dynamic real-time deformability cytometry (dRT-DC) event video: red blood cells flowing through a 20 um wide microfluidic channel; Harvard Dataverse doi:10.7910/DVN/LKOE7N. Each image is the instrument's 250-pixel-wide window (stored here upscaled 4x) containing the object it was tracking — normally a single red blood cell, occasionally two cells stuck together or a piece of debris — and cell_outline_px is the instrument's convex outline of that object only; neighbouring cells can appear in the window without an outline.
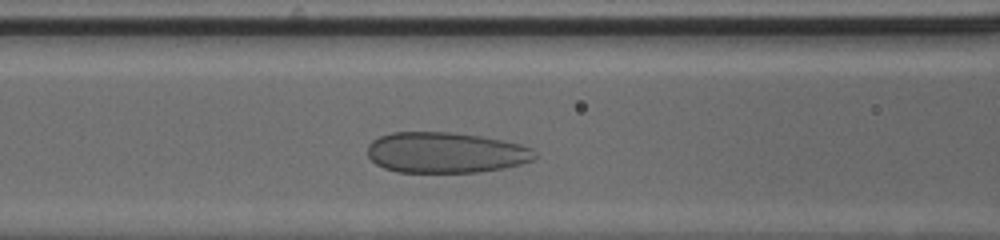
{"species": "human", "species_latin": "Homo sapiens", "temperature_condition": "cold", "stored_images_in_passage": 33, "camera_frame_rate_fps": 3000, "um_per_image_px": 0.085, "donor": {"sex": "male"}, "frame": {"image": 1, "passage_image": 10, "time_ms": 3.0, "image_size_px": [1000, 240], "cell_outline_px": [[536, 156], [532, 160], [520, 164], [500, 168], [476, 172], [396, 172], [384, 168], [376, 164], [368, 156], [368, 144], [372, 140], [380, 136], [392, 132], [452, 132], [480, 136], [520, 144], [532, 148], [536, 152]], "centroid_in_image_um": [37.84, 12.96], "position_along_channel_um": 128.8, "area_um2": 39.59}}
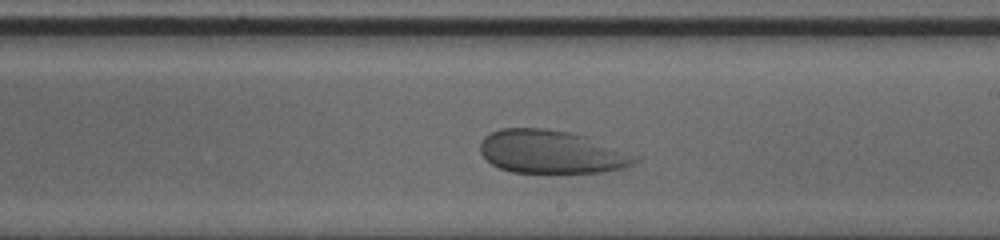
{"frame": {"image": 2, "passage_image": 19, "time_ms": 6.0, "image_size_px": [1000, 240], "cell_outline_px": [[640, 156], [632, 164], [624, 168], [604, 172], [512, 172], [500, 168], [492, 164], [480, 152], [480, 140], [484, 136], [500, 128], [544, 128], [572, 132], [588, 136]], "centroid_in_image_um": [46.89, 12.89], "position_along_channel_um": 242.1, "area_um2": 39.19}}
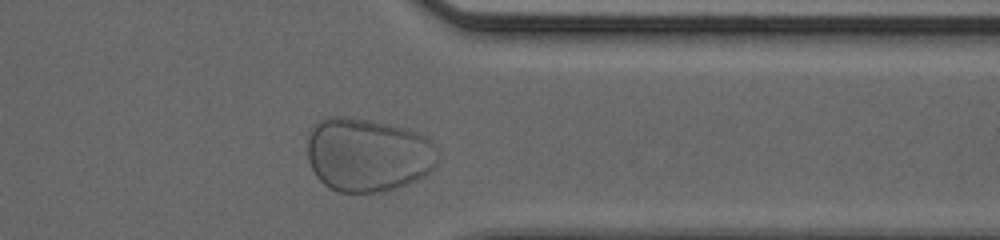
{"frame": {"image": 3, "passage_image": 30, "time_ms": 9.667, "image_size_px": [1000, 240], "cell_outline_px": [[436, 164], [424, 176], [416, 180], [396, 188], [380, 192], [340, 192], [324, 184], [316, 176], [308, 160], [308, 128], [320, 120], [328, 116], [344, 116], [388, 124], [404, 128], [416, 132], [432, 140], [436, 156]], "centroid_in_image_um": [31.22, 13.14], "position_along_channel_um": 380.2, "area_um2": 55.95}}